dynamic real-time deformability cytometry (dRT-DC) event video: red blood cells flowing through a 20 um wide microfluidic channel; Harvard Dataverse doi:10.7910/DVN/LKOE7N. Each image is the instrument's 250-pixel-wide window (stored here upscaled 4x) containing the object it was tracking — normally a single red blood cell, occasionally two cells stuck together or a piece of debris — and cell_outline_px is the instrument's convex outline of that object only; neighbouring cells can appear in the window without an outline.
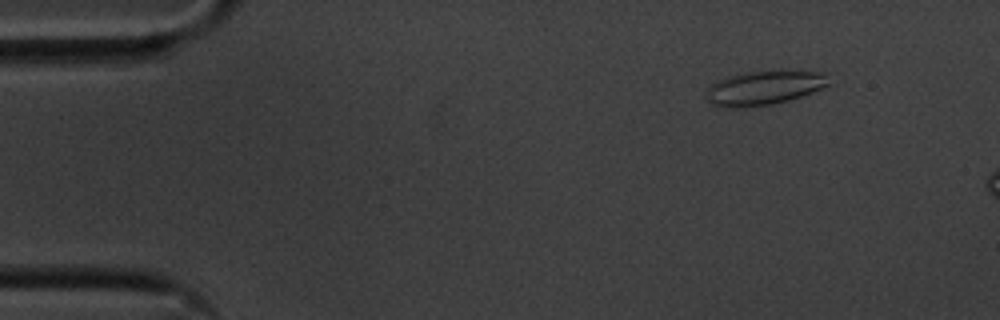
{"species": "common noctule bat (a hibernating species)", "species_latin": "Nyctalus noctula", "temperature_condition": "cold", "stored_images_in_passage": 11, "camera_frame_rate_fps": 3000, "um_per_image_px": 0.085, "animal": {"sex": "male", "body_mass_g": 20.1, "forearm_length_mm": 53.5}, "frame": {"image": 1, "passage_image": 5, "time_ms": 1.333, "image_size_px": [1000, 320], "cell_outline_px": [[832, 84], [812, 92], [788, 100], [772, 104], [740, 108], [728, 108], [712, 104], [704, 96], [708, 88], [716, 80], [728, 76], [748, 72], [784, 68], [828, 72]], "centroid_in_image_um": [65.03, 7.42], "position_along_channel_um": 20.0, "area_um2": 25.37}}